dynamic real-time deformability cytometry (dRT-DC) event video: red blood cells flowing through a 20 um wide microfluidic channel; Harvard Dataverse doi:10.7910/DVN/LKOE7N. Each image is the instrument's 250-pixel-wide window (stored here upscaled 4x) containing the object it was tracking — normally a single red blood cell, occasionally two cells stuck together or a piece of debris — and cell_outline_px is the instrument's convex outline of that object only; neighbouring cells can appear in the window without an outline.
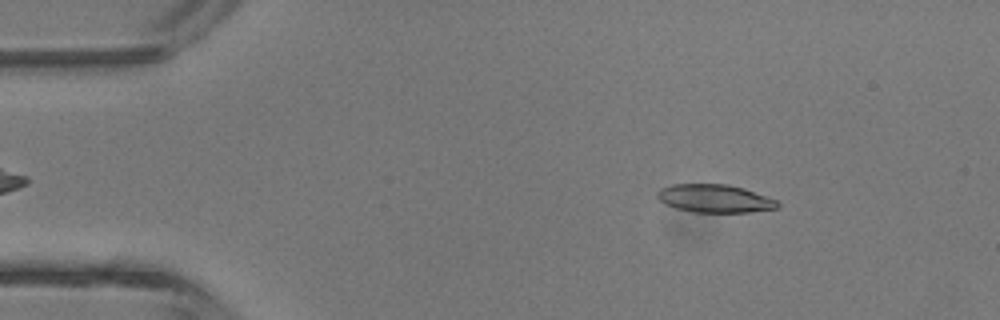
{"species": "common noctule bat (a hibernating species)", "species_latin": "Nyctalus noctula", "temperature_condition": "room temperature", "stored_images_in_passage": 2, "camera_frame_rate_fps": 3000, "um_per_image_px": 0.085, "animal": {"sex": "male", "body_mass_g": 13.3}, "frame": {"image": 1, "passage_image": 1, "time_ms": 0.0, "image_size_px": [1000, 320], "cell_outline_px": [[780, 208], [748, 212], [692, 212], [676, 208], [664, 204], [656, 196], [656, 192], [660, 188], [672, 184], [728, 184], [744, 188], [776, 200], [780, 204]], "centroid_in_image_um": [60.73, 16.87], "position_along_channel_um": 24.3, "area_um2": 19.77}}